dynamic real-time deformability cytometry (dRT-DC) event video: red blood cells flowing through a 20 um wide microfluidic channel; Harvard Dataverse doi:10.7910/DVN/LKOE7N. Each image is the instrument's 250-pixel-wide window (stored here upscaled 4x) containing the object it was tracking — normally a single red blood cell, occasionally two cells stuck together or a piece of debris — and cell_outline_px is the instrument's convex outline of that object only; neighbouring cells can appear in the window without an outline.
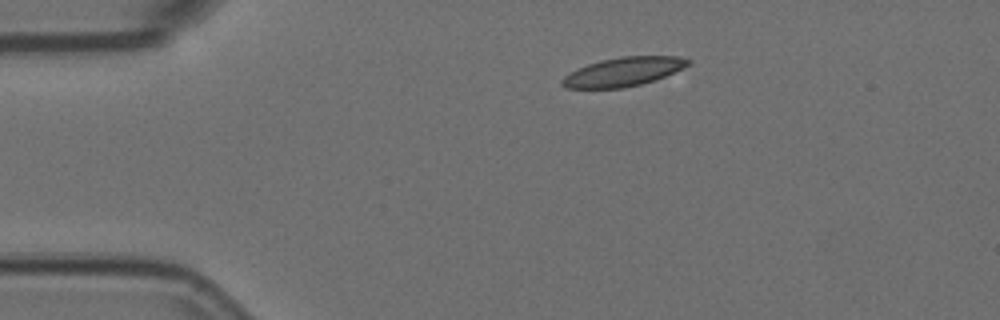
{"species": "Egyptian fruit bat (a non-hibernating species)", "species_latin": "Rousettus aegyptiacus", "temperature_condition": "room temperature", "stored_images_in_passage": 7, "camera_frame_rate_fps": 3000, "um_per_image_px": 0.085, "animal": {"sex": "female"}, "frame": {"image": 1, "passage_image": 1, "time_ms": 0.0, "image_size_px": [1000, 320], "cell_outline_px": [[692, 64], [684, 68], [664, 76], [640, 84], [624, 88], [564, 88], [560, 84], [560, 80], [564, 76], [588, 64], [600, 60], [620, 56], [676, 56], [692, 60]], "centroid_in_image_um": [52.99, 6.09], "position_along_channel_um": 32.0, "area_um2": 21.15}}
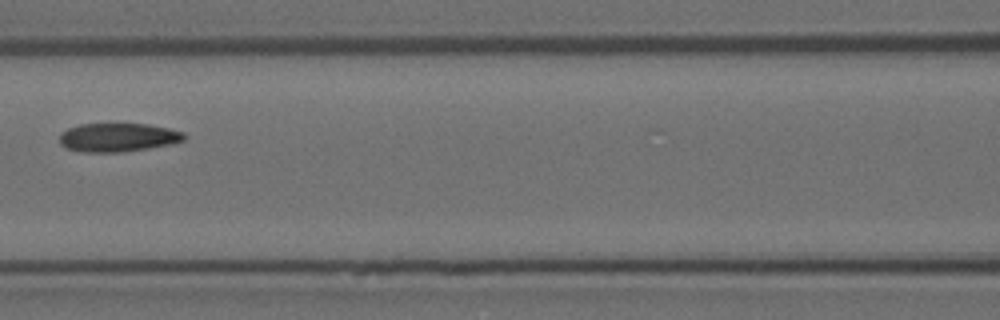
{"frame": {"image": 2, "passage_image": 4, "time_ms": 1.0, "image_size_px": [1000, 320], "cell_outline_px": [[184, 140], [172, 144], [148, 148], [120, 152], [80, 152], [64, 148], [60, 144], [60, 132], [68, 128], [80, 124], [148, 124], [168, 128], [184, 132]], "centroid_in_image_um": [9.99, 11.68], "position_along_channel_um": 156.6, "area_um2": 20.87}}
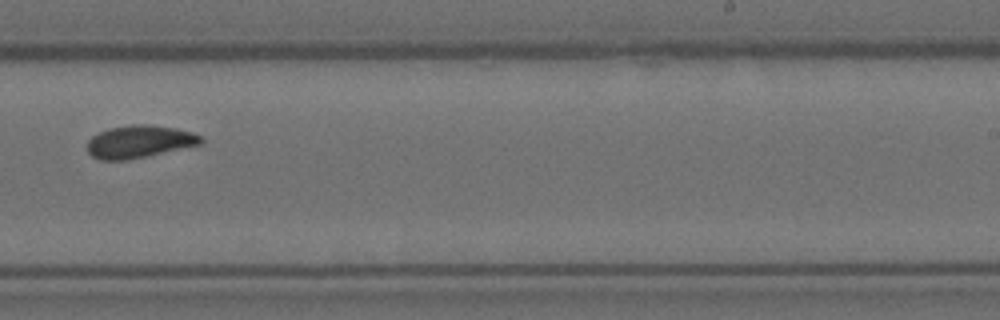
{"frame": {"image": 3, "passage_image": 7, "time_ms": 2.0, "image_size_px": [1000, 320], "cell_outline_px": [[204, 140], [200, 144], [128, 160], [100, 160], [92, 156], [88, 152], [88, 140], [92, 136], [108, 128], [132, 124], [148, 124], [176, 128], [192, 132], [200, 136]], "centroid_in_image_um": [11.82, 12.03], "position_along_channel_um": 277.2, "area_um2": 21.44}}